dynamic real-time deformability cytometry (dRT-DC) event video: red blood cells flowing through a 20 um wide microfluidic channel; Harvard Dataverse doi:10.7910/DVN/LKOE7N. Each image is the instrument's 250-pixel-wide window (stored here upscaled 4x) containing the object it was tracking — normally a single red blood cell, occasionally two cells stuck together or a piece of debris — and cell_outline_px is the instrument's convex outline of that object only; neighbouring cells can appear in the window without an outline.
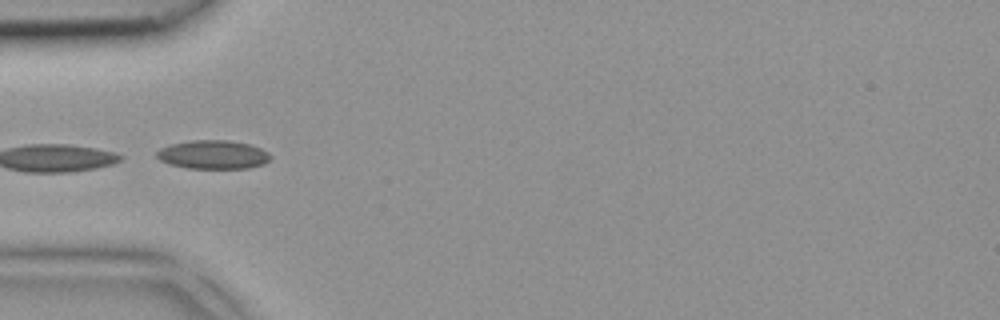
{"species": "common noctule bat (a hibernating species)", "species_latin": "Nyctalus noctula", "temperature_condition": "room temperature", "stored_images_in_passage": 3, "camera_frame_rate_fps": 3000, "um_per_image_px": 0.085, "animal": {"sex": "female", "body_mass_g": 18.4}, "frame": {"image": 1, "passage_image": 3, "time_ms": 0.667, "image_size_px": [1000, 320], "cell_outline_px": [[272, 156], [264, 164], [248, 168], [188, 168], [168, 164], [160, 160], [156, 156], [156, 152], [160, 148], [168, 144], [192, 140], [228, 140], [248, 144], [260, 148], [268, 152]], "centroid_in_image_um": [18.08, 13.14], "position_along_channel_um": 66.9, "area_um2": 19.07}}